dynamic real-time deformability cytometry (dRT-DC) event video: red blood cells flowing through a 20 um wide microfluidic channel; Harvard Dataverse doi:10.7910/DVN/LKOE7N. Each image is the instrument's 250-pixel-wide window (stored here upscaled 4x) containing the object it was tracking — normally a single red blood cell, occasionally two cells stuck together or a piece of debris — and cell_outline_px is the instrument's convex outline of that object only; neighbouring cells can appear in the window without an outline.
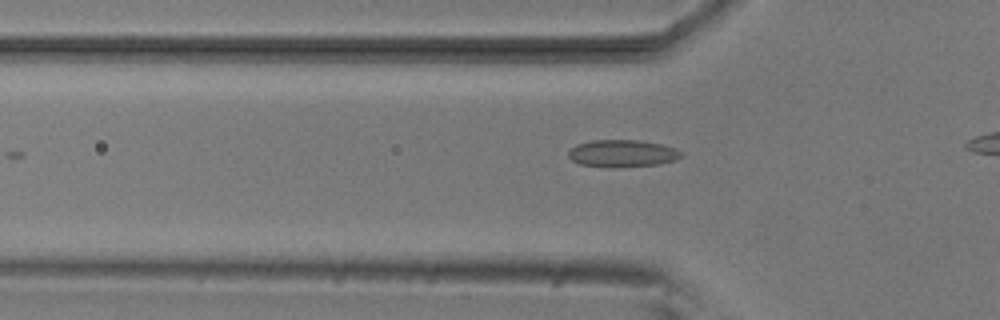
{"species": "common noctule bat (a hibernating species)", "species_latin": "Nyctalus noctula", "temperature_condition": "room temperature", "stored_images_in_passage": 23, "camera_frame_rate_fps": 3000, "um_per_image_px": 0.085, "animal": {"sex": "male", "body_mass_g": 20.5, "forearm_length_mm": 52.5}, "frame": {"image": 1, "passage_image": 4, "time_ms": 1.0, "image_size_px": [1000, 320], "cell_outline_px": [[680, 156], [672, 160], [656, 164], [580, 164], [572, 160], [568, 156], [568, 152], [576, 144], [592, 140], [640, 140], [664, 144], [676, 148], [680, 152]], "centroid_in_image_um": [52.89, 12.96], "position_along_channel_um": 72.9, "area_um2": 16.7}}
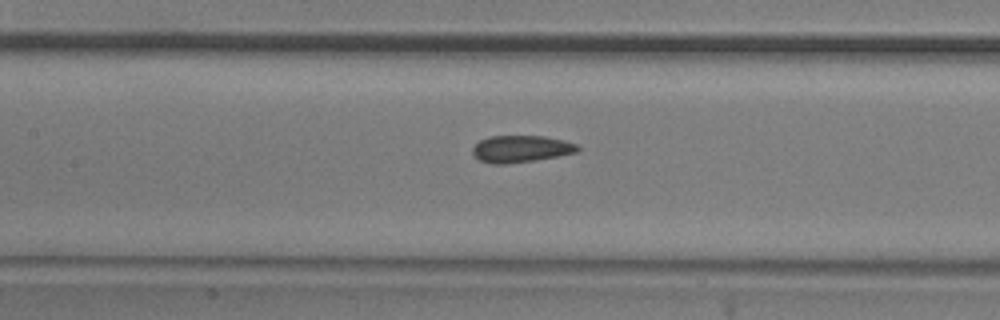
{"frame": {"image": 2, "passage_image": 11, "time_ms": 3.333, "image_size_px": [1000, 320], "cell_outline_px": [[580, 152], [532, 160], [504, 164], [492, 164], [480, 160], [472, 152], [472, 148], [480, 140], [488, 136], [544, 136], [564, 140], [576, 144], [580, 148]], "centroid_in_image_um": [44.29, 12.64], "position_along_channel_um": 163.1, "area_um2": 16.36}}
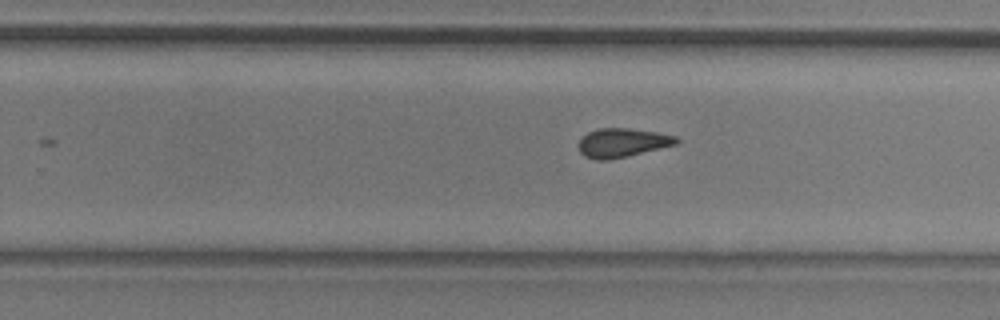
{"frame": {"image": 3, "passage_image": 20, "time_ms": 6.333, "image_size_px": [1000, 320], "cell_outline_px": [[680, 144], [628, 156], [608, 160], [596, 160], [584, 156], [580, 152], [580, 140], [588, 132], [600, 128], [628, 128], [656, 132], [676, 136], [680, 140]], "centroid_in_image_um": [52.95, 12.14], "position_along_channel_um": 276.8, "area_um2": 16.53}}